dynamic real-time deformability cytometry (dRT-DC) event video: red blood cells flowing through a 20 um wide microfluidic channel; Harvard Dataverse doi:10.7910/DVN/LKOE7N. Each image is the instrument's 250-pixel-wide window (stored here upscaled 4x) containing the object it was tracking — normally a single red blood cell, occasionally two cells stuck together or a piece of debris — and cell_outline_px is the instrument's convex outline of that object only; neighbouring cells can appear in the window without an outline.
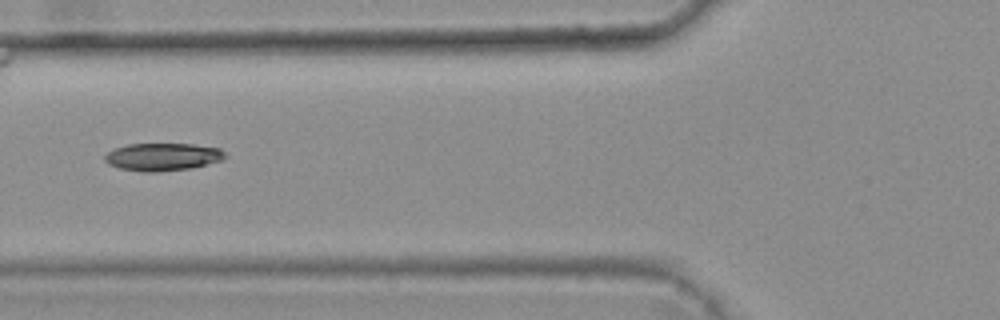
{"species": "common noctule bat (a hibernating species)", "species_latin": "Nyctalus noctula", "temperature_condition": "warm", "stored_images_in_passage": 8, "camera_frame_rate_fps": 3000, "um_per_image_px": 0.085, "animal": {"sex": "female", "body_mass_g": 25.1}, "frame": {"image": 1, "passage_image": 5, "time_ms": 1.333, "image_size_px": [1000, 320], "cell_outline_px": [[228, 156], [224, 160], [192, 168], [156, 172], [144, 172], [120, 168], [108, 164], [104, 160], [104, 156], [112, 148], [128, 144], [192, 144], [220, 148]], "centroid_in_image_um": [13.84, 13.33], "position_along_channel_um": 112.0, "area_um2": 19.59}}
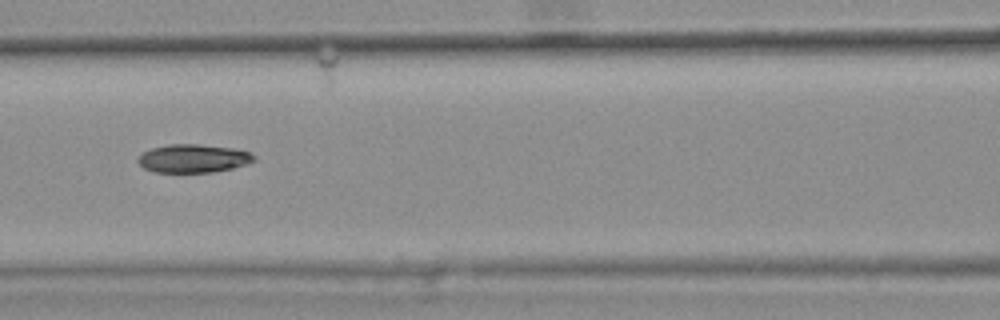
{"frame": {"image": 2, "passage_image": 6, "time_ms": 1.667, "image_size_px": [1000, 320], "cell_outline_px": [[256, 160], [248, 164], [232, 168], [212, 172], [152, 172], [144, 168], [136, 160], [144, 152], [152, 148], [168, 144], [196, 144], [232, 148], [252, 152], [256, 156]], "centroid_in_image_um": [16.46, 13.47], "position_along_channel_um": 150.1, "area_um2": 19.19}}